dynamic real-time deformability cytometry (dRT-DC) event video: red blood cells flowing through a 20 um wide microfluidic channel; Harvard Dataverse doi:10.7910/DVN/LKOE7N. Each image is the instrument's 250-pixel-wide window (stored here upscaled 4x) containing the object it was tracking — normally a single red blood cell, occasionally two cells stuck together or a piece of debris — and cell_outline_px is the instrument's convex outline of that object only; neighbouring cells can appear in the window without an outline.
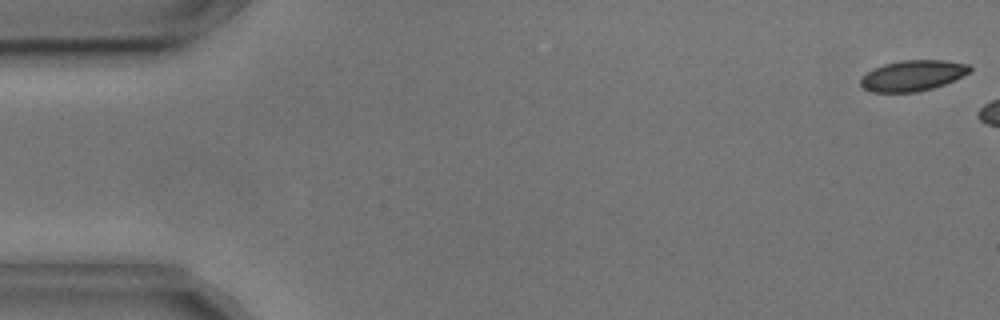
{"species": "common noctule bat (a hibernating species)", "species_latin": "Nyctalus noctula", "temperature_condition": "cold", "stored_images_in_passage": 6, "camera_frame_rate_fps": 3000, "um_per_image_px": 0.085, "animal": {"sex": "male", "body_mass_g": 17.9, "forearm_length_mm": 54.2}, "frame": {"image": 1, "passage_image": 1, "time_ms": 0.0, "image_size_px": [1000, 320], "cell_outline_px": [[972, 68], [968, 72], [944, 84], [932, 88], [916, 92], [872, 92], [864, 88], [860, 84], [860, 80], [868, 72], [884, 64], [900, 60], [944, 60], [968, 64]], "centroid_in_image_um": [77.56, 6.42], "position_along_channel_um": 7.4, "area_um2": 19.19}}